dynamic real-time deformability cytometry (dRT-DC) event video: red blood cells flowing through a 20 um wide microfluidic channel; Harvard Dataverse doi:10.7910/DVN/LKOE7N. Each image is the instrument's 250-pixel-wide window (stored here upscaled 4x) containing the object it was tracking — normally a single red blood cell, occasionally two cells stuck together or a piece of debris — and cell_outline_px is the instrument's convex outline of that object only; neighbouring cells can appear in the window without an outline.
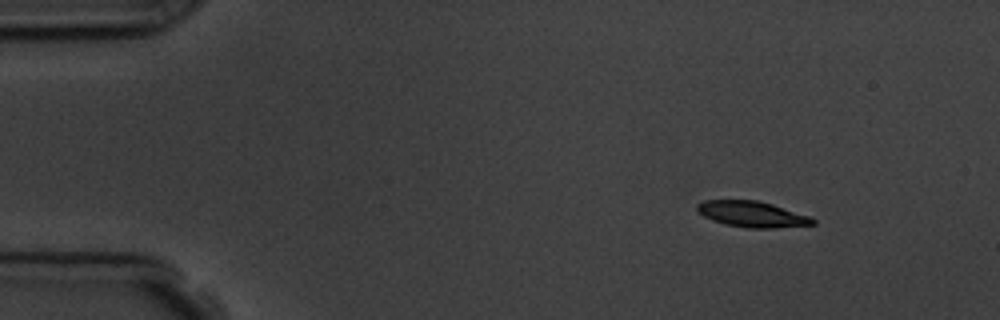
{"species": "common noctule bat (a hibernating species)", "species_latin": "Nyctalus noctula", "temperature_condition": "room temperature", "stored_images_in_passage": 4, "camera_frame_rate_fps": 3000, "um_per_image_px": 0.085, "animal": {"sex": "male", "body_mass_g": 19.5, "forearm_length_mm": 54.6}, "frame": {"image": 1, "passage_image": 1, "time_ms": 0.0, "image_size_px": [1000, 320], "cell_outline_px": [[816, 224], [772, 228], [748, 228], [724, 224], [712, 220], [696, 212], [696, 204], [704, 200], [756, 200], [772, 204], [808, 216], [816, 220]], "centroid_in_image_um": [63.87, 18.2], "position_along_channel_um": 21.1, "area_um2": 17.4}}
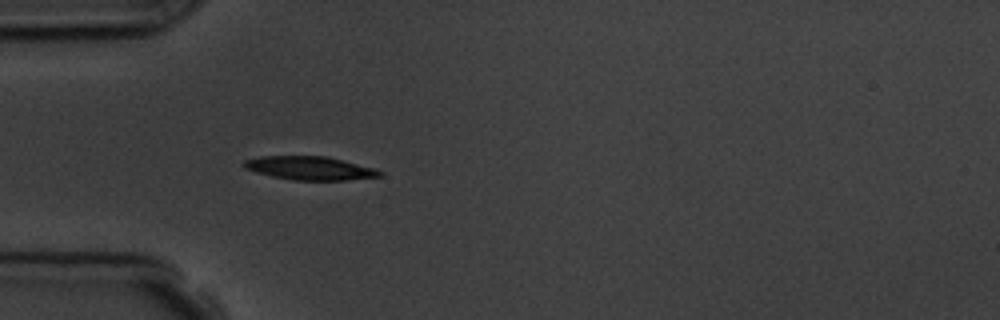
{"frame": {"image": 2, "passage_image": 4, "time_ms": 3.333, "image_size_px": [1000, 320], "cell_outline_px": [[384, 172], [380, 176], [344, 180], [292, 180], [272, 176], [244, 168], [240, 164], [244, 160], [260, 156], [328, 156], [376, 168]], "centroid_in_image_um": [26.34, 14.28], "position_along_channel_um": 58.7, "area_um2": 18.67}}